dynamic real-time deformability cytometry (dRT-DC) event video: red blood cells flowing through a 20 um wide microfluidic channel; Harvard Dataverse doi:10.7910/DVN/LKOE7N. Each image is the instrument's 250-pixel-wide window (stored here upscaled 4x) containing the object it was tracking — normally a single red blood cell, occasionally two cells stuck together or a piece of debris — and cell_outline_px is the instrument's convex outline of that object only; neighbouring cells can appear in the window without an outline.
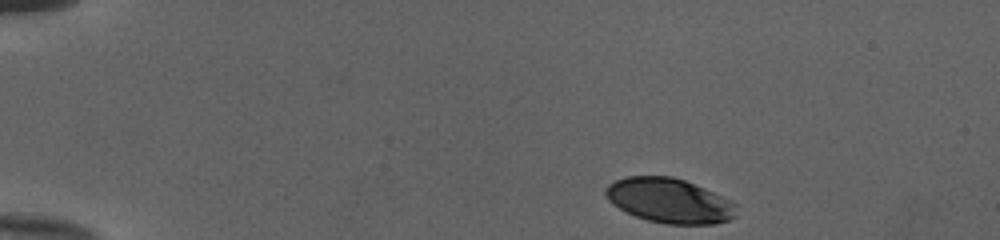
{"species": "human", "species_latin": "Homo sapiens", "temperature_condition": "cold", "stored_images_in_passage": 44, "camera_frame_rate_fps": 3000, "um_per_image_px": 0.085, "donor": {"sex": "female"}, "frame": {"image": 1, "passage_image": 1, "time_ms": 0.0, "image_size_px": [1000, 240], "cell_outline_px": [[736, 216], [728, 220], [716, 224], [668, 224], [648, 220], [636, 216], [612, 204], [608, 200], [604, 192], [604, 188], [608, 184], [616, 180], [628, 176], [672, 176], [684, 180], [704, 188], [732, 200], [736, 204]], "centroid_in_image_um": [56.9, 17.05], "position_along_channel_um": 28.1, "area_um2": 34.04}}
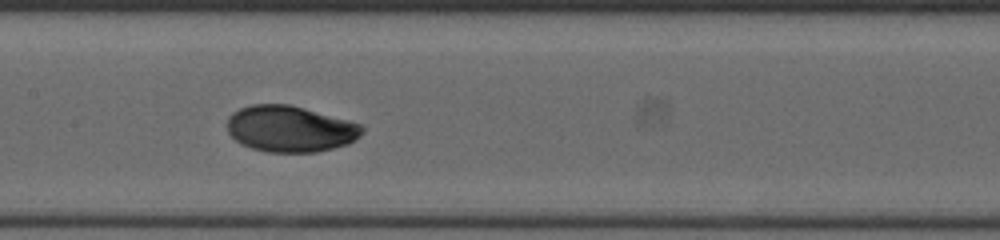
{"frame": {"image": 2, "passage_image": 20, "time_ms": 6.333, "image_size_px": [1000, 240], "cell_outline_px": [[364, 132], [356, 140], [348, 144], [316, 152], [268, 152], [252, 148], [240, 144], [228, 132], [228, 116], [232, 112], [240, 108], [252, 104], [288, 104], [348, 120], [360, 124], [364, 128]], "centroid_in_image_um": [24.66, 10.95], "position_along_channel_um": 182.7, "area_um2": 36.3}}
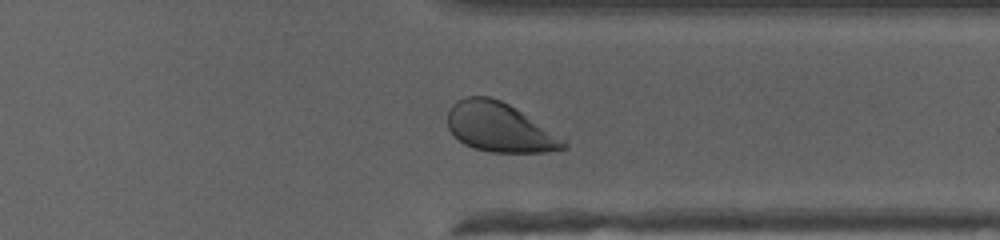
{"frame": {"image": 3, "passage_image": 34, "time_ms": 11.0, "image_size_px": [1000, 240], "cell_outline_px": [[568, 148], [548, 152], [488, 152], [472, 148], [464, 144], [448, 128], [448, 112], [452, 104], [456, 100], [468, 96], [488, 96], [500, 100], [516, 108], [564, 140], [568, 144]], "centroid_in_image_um": [42.44, 10.83], "position_along_channel_um": 369.0, "area_um2": 33.0}, "authors_computed_cell_mechanics": {"area_um2": 35.8071, "velocity_mm_per_s": 3.9883, "shape_relaxation_time_tau1_ms": 2.6836, "shape_relaxation_time_tau2_ms": null, "deformation_change_tau1": 0.1393, "deformation_change_tau2": null}}